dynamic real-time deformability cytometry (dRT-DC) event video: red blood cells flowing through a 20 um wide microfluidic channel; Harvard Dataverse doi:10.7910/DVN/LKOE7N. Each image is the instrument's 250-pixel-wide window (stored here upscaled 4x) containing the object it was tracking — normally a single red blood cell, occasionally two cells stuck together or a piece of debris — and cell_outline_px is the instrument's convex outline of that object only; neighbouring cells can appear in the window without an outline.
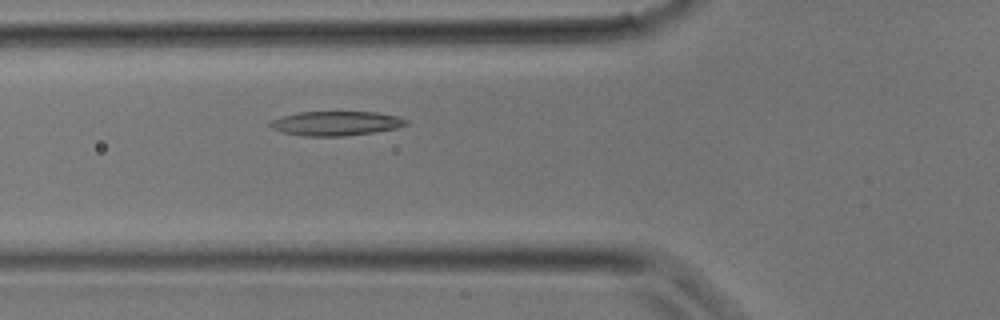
{"species": "common noctule bat (a hibernating species)", "species_latin": "Nyctalus noctula", "temperature_condition": "room temperature", "stored_images_in_passage": 5, "camera_frame_rate_fps": 3000, "um_per_image_px": 0.085, "animal": {"sex": "male", "body_mass_g": 17.9}, "frame": {"image": 1, "passage_image": 3, "time_ms": 0.667, "image_size_px": [1000, 320], "cell_outline_px": [[408, 124], [396, 128], [376, 132], [344, 136], [304, 136], [284, 132], [272, 128], [268, 124], [272, 120], [284, 116], [300, 112], [376, 112], [396, 116], [408, 120]], "centroid_in_image_um": [28.59, 10.49], "position_along_channel_um": 97.2, "area_um2": 19.13}}
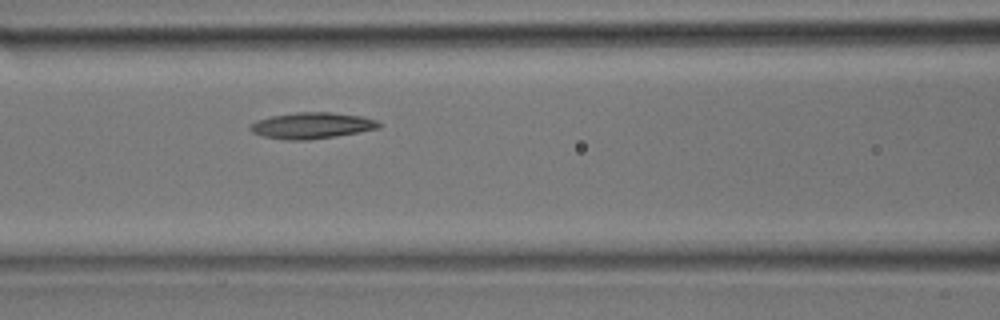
{"frame": {"image": 2, "passage_image": 5, "time_ms": 1.333, "image_size_px": [1000, 320], "cell_outline_px": [[380, 128], [360, 132], [336, 136], [308, 140], [284, 140], [260, 136], [252, 132], [248, 128], [248, 124], [256, 120], [272, 116], [296, 112], [332, 112], [360, 116], [376, 120], [380, 124]], "centroid_in_image_um": [26.44, 10.68], "position_along_channel_um": 140.2, "area_um2": 19.83}}